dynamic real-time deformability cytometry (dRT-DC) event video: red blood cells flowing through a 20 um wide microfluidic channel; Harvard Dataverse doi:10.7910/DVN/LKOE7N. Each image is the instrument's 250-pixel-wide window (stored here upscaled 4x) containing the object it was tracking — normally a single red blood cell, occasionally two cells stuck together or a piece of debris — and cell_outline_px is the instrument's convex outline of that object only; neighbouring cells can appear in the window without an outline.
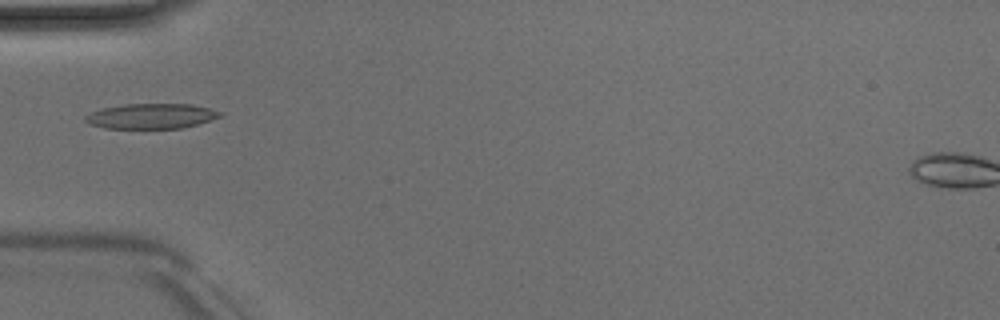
{"species": "Egyptian fruit bat (a non-hibernating species)", "species_latin": "Rousettus aegyptiacus", "temperature_condition": "room temperature", "stored_images_in_passage": 6, "camera_frame_rate_fps": 3000, "um_per_image_px": 0.085, "animal": {"sex": "male"}, "frame": {"image": 1, "passage_image": 5, "time_ms": 4.667, "image_size_px": [1000, 320], "cell_outline_px": [[224, 112], [220, 116], [212, 120], [184, 128], [104, 128], [88, 124], [84, 120], [84, 116], [100, 108], [124, 104], [192, 104]], "centroid_in_image_um": [12.84, 9.87], "position_along_channel_um": 72.2, "area_um2": 19.88}}